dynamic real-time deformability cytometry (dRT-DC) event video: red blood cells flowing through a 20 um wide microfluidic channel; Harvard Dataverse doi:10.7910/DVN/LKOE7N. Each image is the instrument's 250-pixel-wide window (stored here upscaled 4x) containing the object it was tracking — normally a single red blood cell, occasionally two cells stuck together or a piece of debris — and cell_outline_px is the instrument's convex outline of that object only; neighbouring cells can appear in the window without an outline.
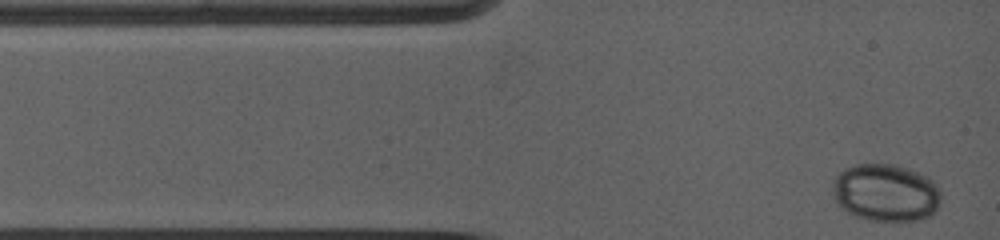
{"species": "common noctule bat (a hibernating species)", "species_latin": "Nyctalus noctula", "temperature_condition": "warm", "stored_images_in_passage": 40, "camera_frame_rate_fps": 5000, "um_per_image_px": 0.085, "animal": {"sex": "female", "body_mass_g": 19.0, "forearm_length_mm": 53.3}, "frame": {"image": 1, "passage_image": 1, "time_ms": 0.0, "image_size_px": [1000, 240], "cell_outline_px": [[940, 204], [932, 216], [920, 220], [868, 220], [856, 216], [848, 212], [832, 196], [832, 180], [840, 172], [856, 164], [896, 164], [928, 176], [936, 184], [940, 192]], "centroid_in_image_um": [75.31, 16.37], "position_along_channel_um": 9.7, "area_um2": 36.41}}
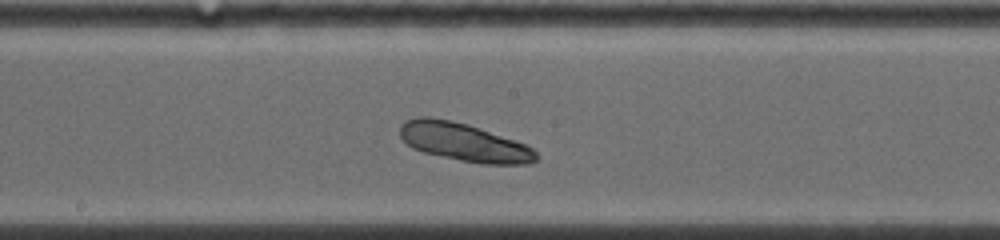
{"frame": {"image": 2, "passage_image": 24, "time_ms": 6.2, "image_size_px": [1000, 240], "cell_outline_px": [[540, 156], [536, 160], [528, 164], [480, 164], [460, 160], [424, 152], [412, 148], [400, 136], [400, 124], [404, 120], [416, 116], [428, 116], [452, 120], [468, 124], [528, 144]], "centroid_in_image_um": [39.45, 12.07], "position_along_channel_um": 208.8, "area_um2": 30.63}}
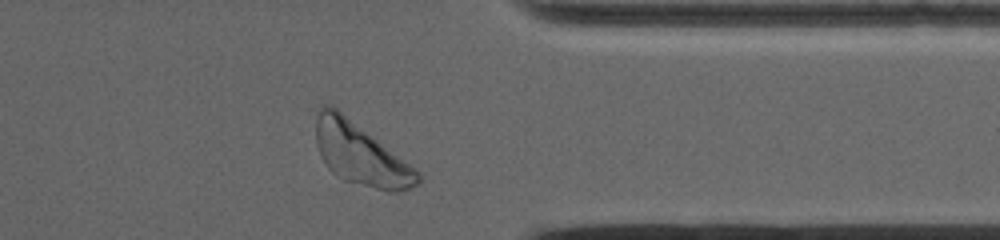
{"frame": {"image": 3, "passage_image": 40, "time_ms": 10.8, "image_size_px": [1000, 240], "cell_outline_px": [[420, 184], [412, 188], [400, 192], [388, 192], [344, 180], [336, 176], [328, 168], [320, 156], [316, 144], [316, 112], [324, 104], [332, 104], [416, 168], [420, 172]], "centroid_in_image_um": [30.65, 13.1], "position_along_channel_um": 380.8, "area_um2": 37.22}}